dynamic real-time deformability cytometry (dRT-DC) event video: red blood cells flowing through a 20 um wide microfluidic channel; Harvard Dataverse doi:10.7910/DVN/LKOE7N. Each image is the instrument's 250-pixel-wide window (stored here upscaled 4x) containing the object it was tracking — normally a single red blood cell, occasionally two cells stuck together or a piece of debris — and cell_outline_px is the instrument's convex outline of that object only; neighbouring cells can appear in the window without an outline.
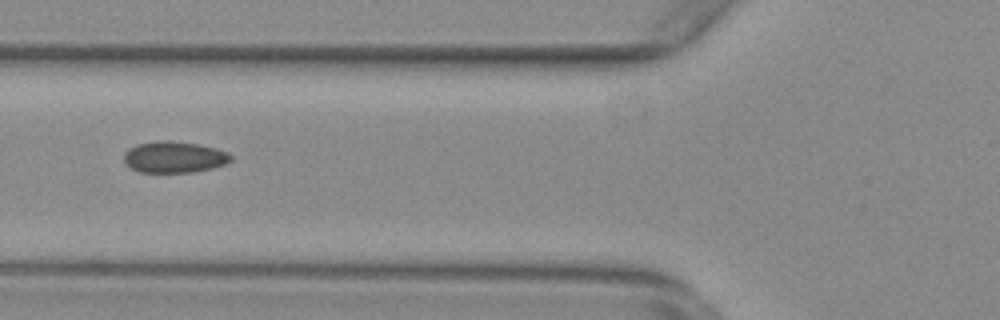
{"species": "common noctule bat (a hibernating species)", "species_latin": "Nyctalus noctula", "temperature_condition": "warm", "stored_images_in_passage": 39, "camera_frame_rate_fps": 3000, "um_per_image_px": 0.085, "animal": {"sex": "female", "body_mass_g": 29.2, "forearm_length_mm": 56.3}, "frame": {"image": 1, "passage_image": 6, "time_ms": 1.667, "image_size_px": [1000, 320], "cell_outline_px": [[232, 160], [224, 164], [212, 168], [196, 172], [140, 172], [132, 168], [124, 160], [124, 152], [128, 148], [136, 144], [164, 140], [168, 140], [200, 144], [216, 148], [228, 152], [232, 156]], "centroid_in_image_um": [14.83, 13.34], "position_along_channel_um": 111.0, "area_um2": 19.59}}
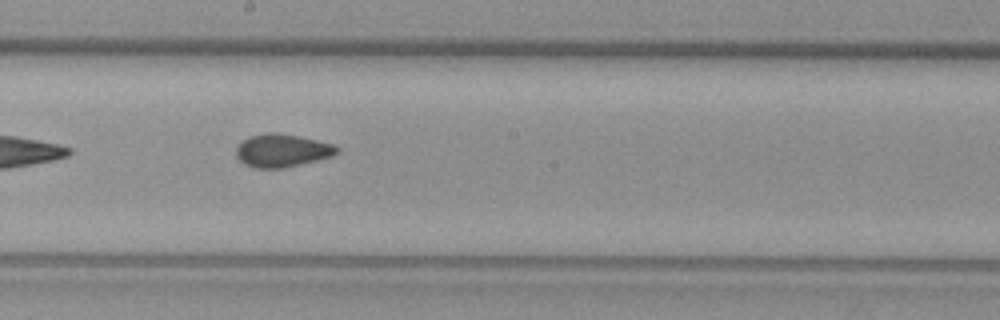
{"frame": {"image": 2, "passage_image": 15, "time_ms": 4.667, "image_size_px": [1000, 320], "cell_outline_px": [[340, 152], [332, 156], [284, 168], [252, 168], [244, 164], [236, 156], [236, 148], [248, 136], [268, 132], [276, 132], [316, 140], [332, 144], [340, 148]], "centroid_in_image_um": [23.96, 12.8], "position_along_channel_um": 224.2, "area_um2": 19.31}}
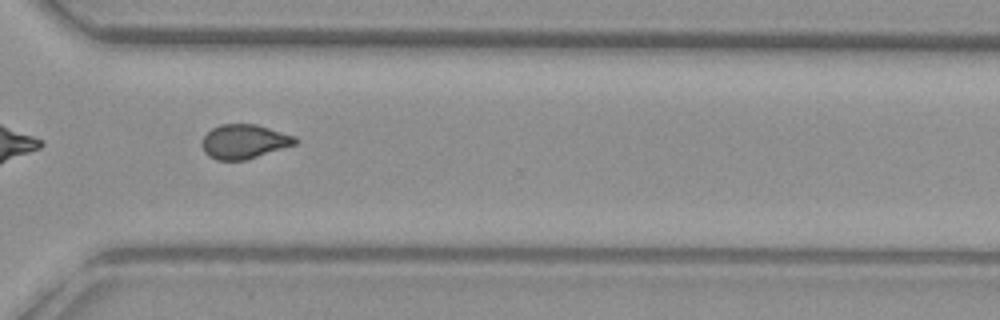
{"frame": {"image": 3, "passage_image": 25, "time_ms": 8.0, "image_size_px": [1000, 320], "cell_outline_px": [[300, 140], [296, 144], [244, 160], [216, 160], [208, 156], [204, 152], [200, 144], [204, 136], [212, 128], [220, 124], [256, 124], [296, 136]], "centroid_in_image_um": [20.74, 12.03], "position_along_channel_um": 349.9, "area_um2": 18.67}}